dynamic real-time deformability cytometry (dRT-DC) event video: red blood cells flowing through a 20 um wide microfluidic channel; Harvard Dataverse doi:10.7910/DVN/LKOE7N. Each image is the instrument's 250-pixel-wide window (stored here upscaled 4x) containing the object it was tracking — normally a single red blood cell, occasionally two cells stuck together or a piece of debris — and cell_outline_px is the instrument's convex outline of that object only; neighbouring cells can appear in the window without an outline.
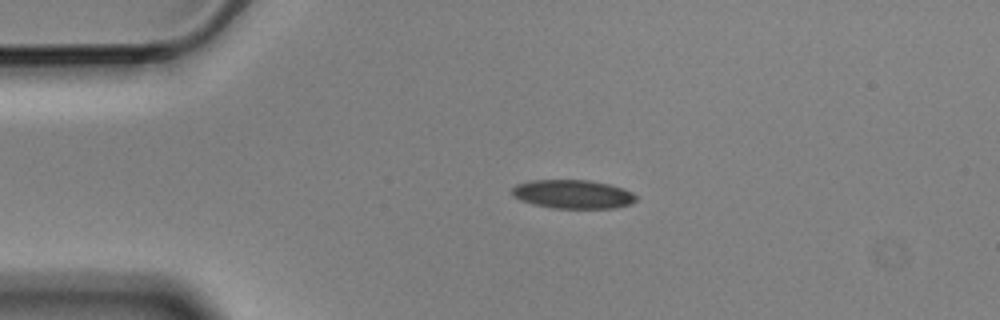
{"species": "Egyptian fruit bat (a non-hibernating species)", "species_latin": "Rousettus aegyptiacus", "temperature_condition": "cold", "stored_images_in_passage": 2, "camera_frame_rate_fps": 3000, "um_per_image_px": 0.085, "animal": {"sex": "male"}, "frame": {"image": 1, "passage_image": 1, "time_ms": 0.0, "image_size_px": [1000, 320], "cell_outline_px": [[636, 200], [632, 204], [616, 208], [552, 208], [532, 204], [520, 200], [512, 196], [512, 188], [516, 184], [532, 180], [588, 180], [608, 184], [624, 188], [632, 192], [636, 196]], "centroid_in_image_um": [48.69, 16.51], "position_along_channel_um": 36.3, "area_um2": 20.92}}